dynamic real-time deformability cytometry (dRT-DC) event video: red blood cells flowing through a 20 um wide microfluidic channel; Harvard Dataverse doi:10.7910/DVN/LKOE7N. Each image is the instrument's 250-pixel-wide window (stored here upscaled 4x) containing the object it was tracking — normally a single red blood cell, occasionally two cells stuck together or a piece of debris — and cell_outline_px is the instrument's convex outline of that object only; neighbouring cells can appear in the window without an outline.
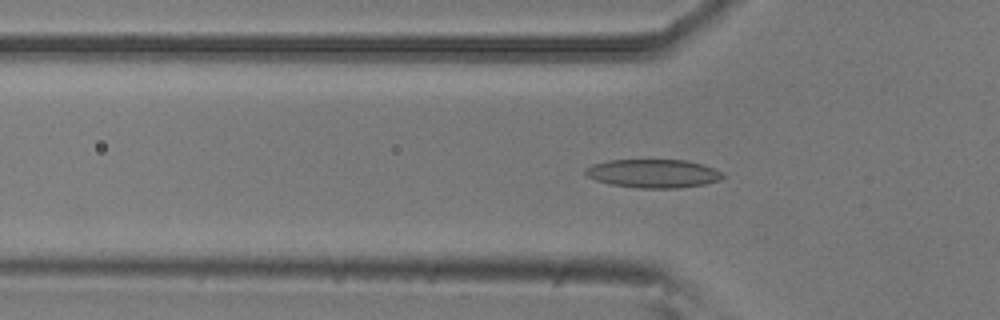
{"species": "common noctule bat (a hibernating species)", "species_latin": "Nyctalus noctula", "temperature_condition": "room temperature", "stored_images_in_passage": 46, "camera_frame_rate_fps": 3000, "um_per_image_px": 0.085, "animal": {"sex": "male", "body_mass_g": 20.5, "forearm_length_mm": 52.5}, "frame": {"image": 1, "passage_image": 11, "time_ms": 3.333, "image_size_px": [1000, 320], "cell_outline_px": [[724, 176], [720, 180], [704, 184], [680, 188], [636, 188], [612, 184], [596, 180], [588, 176], [584, 172], [584, 168], [592, 164], [608, 160], [688, 160], [704, 164], [720, 172]], "centroid_in_image_um": [55.51, 14.74], "position_along_channel_um": 70.3, "area_um2": 22.83}}
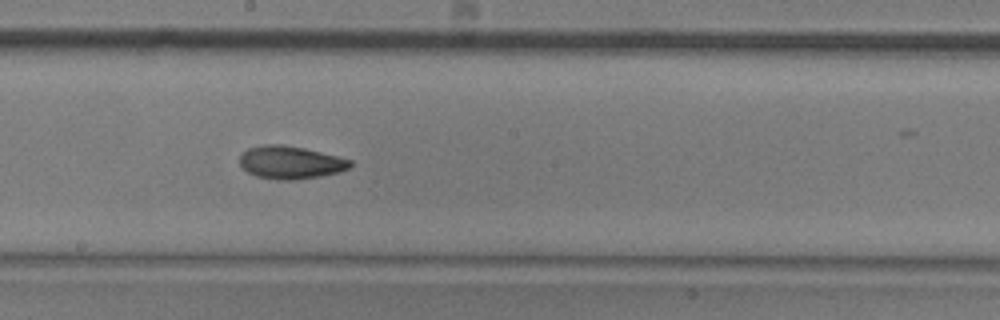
{"frame": {"image": 2, "passage_image": 23, "time_ms": 7.333, "image_size_px": [1000, 320], "cell_outline_px": [[352, 168], [340, 172], [320, 176], [296, 180], [276, 180], [256, 176], [248, 172], [240, 164], [240, 156], [248, 148], [264, 144], [284, 144], [304, 148], [352, 160]], "centroid_in_image_um": [24.71, 13.81], "position_along_channel_um": 223.5, "area_um2": 21.27}}
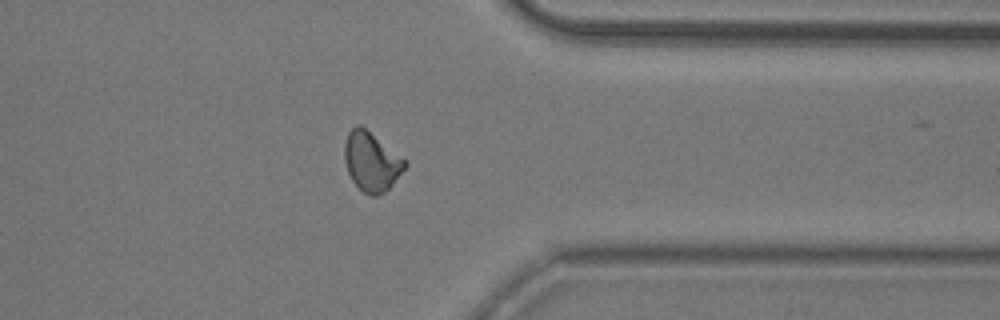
{"frame": {"image": 3, "passage_image": 36, "time_ms": 11.667, "image_size_px": [1000, 320], "cell_outline_px": [[408, 164], [392, 184], [384, 192], [376, 196], [372, 196], [364, 192], [352, 180], [348, 172], [344, 160], [344, 144], [348, 132], [352, 128], [360, 124], [408, 160]], "centroid_in_image_um": [31.58, 13.71], "position_along_channel_um": 379.8, "area_um2": 20.81}, "authors_computed_cell_mechanics": {"area_um2": 20.6924, "velocity_mm_per_s": 3.7985, "shape_relaxation_time_tau1_ms": 5.0185, "shape_relaxation_time_tau2_ms": 3.3235, "deformation_change_tau1": 0.1401, "deformation_change_tau2": 0.0844}}